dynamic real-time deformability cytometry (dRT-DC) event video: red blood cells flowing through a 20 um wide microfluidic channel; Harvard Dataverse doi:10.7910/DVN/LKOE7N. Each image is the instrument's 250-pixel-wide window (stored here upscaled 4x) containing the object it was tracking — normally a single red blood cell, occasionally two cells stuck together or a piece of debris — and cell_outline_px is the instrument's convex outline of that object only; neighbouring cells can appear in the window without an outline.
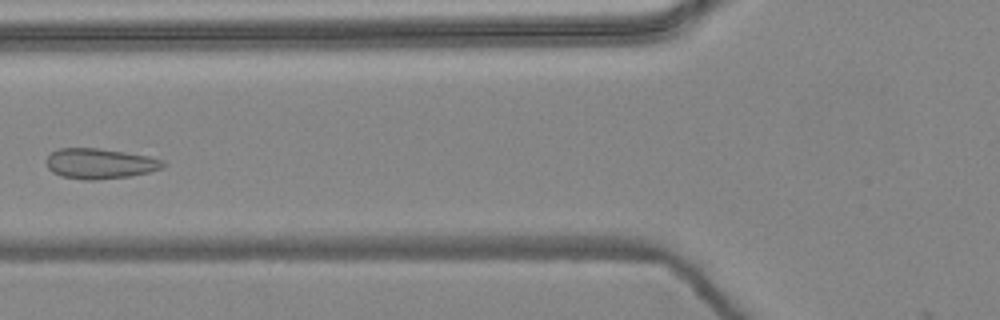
{"species": "common noctule bat (a hibernating species)", "species_latin": "Nyctalus noctula", "temperature_condition": "warm", "stored_images_in_passage": 6, "camera_frame_rate_fps": 3000, "um_per_image_px": 0.085, "animal": {"sex": "female", "body_mass_g": 24.6, "forearm_length_mm": 56.2}, "frame": {"image": 1, "passage_image": 5, "time_ms": 1.333, "image_size_px": [1000, 320], "cell_outline_px": [[164, 168], [148, 172], [128, 176], [96, 180], [84, 180], [60, 176], [52, 172], [48, 168], [48, 156], [52, 152], [60, 148], [96, 148], [124, 152], [148, 156], [164, 160]], "centroid_in_image_um": [8.49, 13.91], "position_along_channel_um": 117.3, "area_um2": 20.46}}
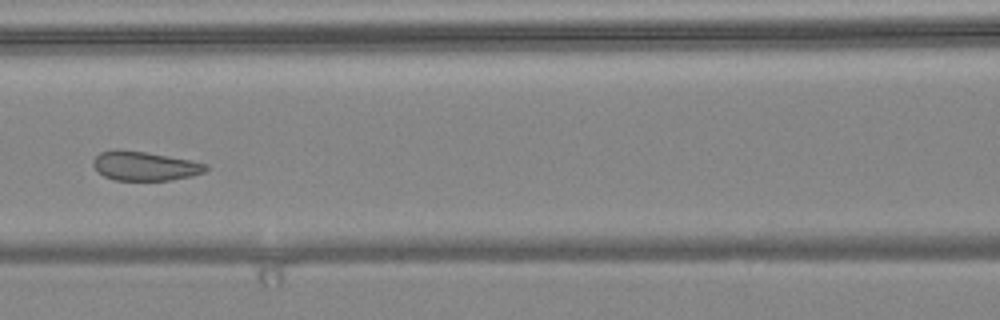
{"frame": {"image": 2, "passage_image": 6, "time_ms": 1.667, "image_size_px": [1000, 320], "cell_outline_px": [[208, 168], [204, 172], [192, 176], [168, 180], [116, 180], [104, 176], [92, 164], [92, 160], [100, 152], [144, 152], [192, 160], [208, 164]], "centroid_in_image_um": [12.37, 14.14], "position_along_channel_um": 154.2, "area_um2": 18.5}}